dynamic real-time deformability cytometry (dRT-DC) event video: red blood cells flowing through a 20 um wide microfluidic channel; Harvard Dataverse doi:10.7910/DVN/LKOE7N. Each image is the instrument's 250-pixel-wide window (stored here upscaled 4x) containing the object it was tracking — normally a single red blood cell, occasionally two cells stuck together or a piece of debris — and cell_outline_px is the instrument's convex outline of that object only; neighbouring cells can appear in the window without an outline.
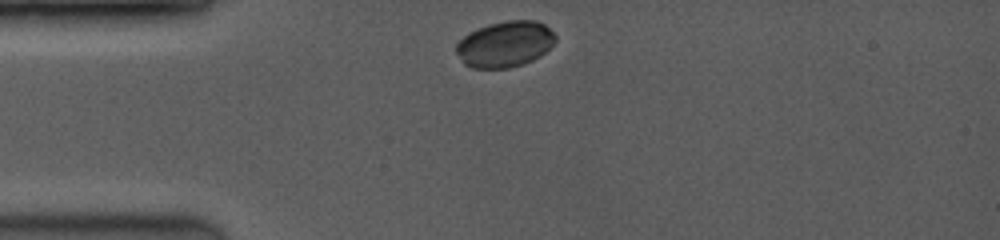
{"species": "common noctule bat (a hibernating species)", "species_latin": "Nyctalus noctula", "temperature_condition": "room temperature", "stored_images_in_passage": 7, "camera_frame_rate_fps": 3500, "um_per_image_px": 0.085, "animal": {"sex": "female", "body_mass_g": 19.0, "forearm_length_mm": 53.3}, "frame": {"image": 1, "passage_image": 1, "time_ms": 0.0, "image_size_px": [1000, 240], "cell_outline_px": [[556, 40], [540, 56], [532, 60], [508, 68], [472, 68], [464, 64], [456, 52], [456, 44], [468, 32], [488, 24], [508, 20], [536, 20], [544, 24], [556, 36]], "centroid_in_image_um": [42.9, 3.74], "position_along_channel_um": 42.1, "area_um2": 26.41}}
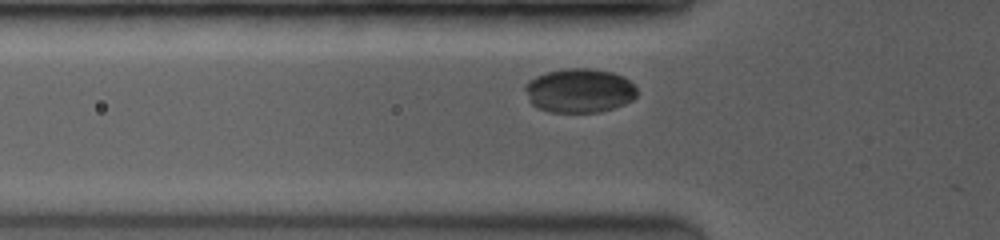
{"frame": {"image": 2, "passage_image": 4, "time_ms": 1.429, "image_size_px": [1000, 240], "cell_outline_px": [[636, 96], [632, 100], [624, 104], [600, 112], [548, 112], [532, 104], [528, 100], [524, 88], [524, 84], [528, 80], [544, 72], [564, 68], [588, 68], [612, 72], [624, 76], [636, 88]], "centroid_in_image_um": [49.21, 7.69], "position_along_channel_um": 76.6, "area_um2": 28.96}}
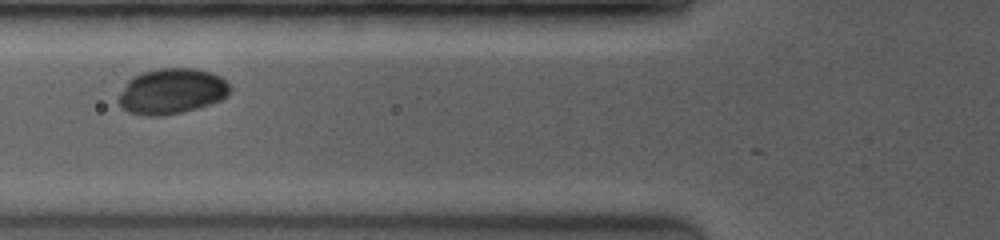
{"frame": {"image": 3, "passage_image": 5, "time_ms": 2.286, "image_size_px": [1000, 240], "cell_outline_px": [[232, 88], [228, 96], [220, 100], [196, 108], [164, 116], [148, 116], [128, 112], [116, 100], [120, 92], [128, 80], [132, 76], [140, 72], [156, 68], [196, 68], [212, 72], [220, 76]], "centroid_in_image_um": [14.58, 7.74], "position_along_channel_um": 111.2, "area_um2": 29.82}}